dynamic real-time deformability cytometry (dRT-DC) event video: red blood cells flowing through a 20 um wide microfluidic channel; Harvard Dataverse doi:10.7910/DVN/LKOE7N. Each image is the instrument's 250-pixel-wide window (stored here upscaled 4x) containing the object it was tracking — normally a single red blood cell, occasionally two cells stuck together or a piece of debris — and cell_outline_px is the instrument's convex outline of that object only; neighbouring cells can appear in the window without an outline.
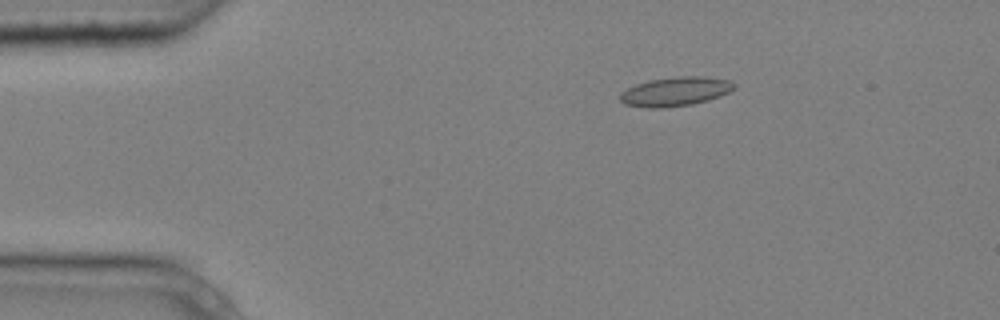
{"species": "common noctule bat (a hibernating species)", "species_latin": "Nyctalus noctula", "temperature_condition": "cold", "stored_images_in_passage": 6, "camera_frame_rate_fps": 3000, "um_per_image_px": 0.085, "animal": {"sex": "male", "body_mass_g": 20.4}, "frame": {"image": 1, "passage_image": 3, "time_ms": 0.667, "image_size_px": [1000, 320], "cell_outline_px": [[736, 88], [720, 96], [708, 100], [692, 104], [660, 108], [644, 108], [624, 104], [620, 100], [620, 92], [636, 84], [652, 80], [680, 76], [704, 76], [728, 80], [736, 84]], "centroid_in_image_um": [57.4, 7.78], "position_along_channel_um": 27.6, "area_um2": 19.31}}
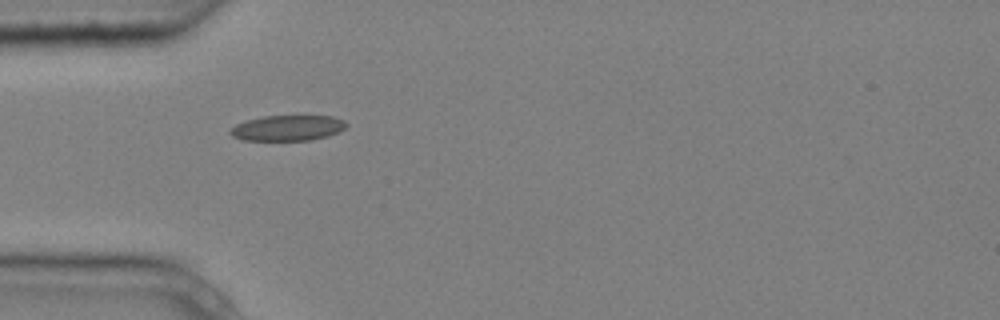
{"frame": {"image": 2, "passage_image": 5, "time_ms": 1.333, "image_size_px": [1000, 320], "cell_outline_px": [[348, 124], [340, 132], [328, 136], [312, 140], [244, 140], [232, 136], [228, 132], [228, 128], [236, 124], [248, 120], [264, 116], [332, 116], [344, 120]], "centroid_in_image_um": [24.45, 10.88], "position_along_channel_um": 60.6, "area_um2": 17.34}}
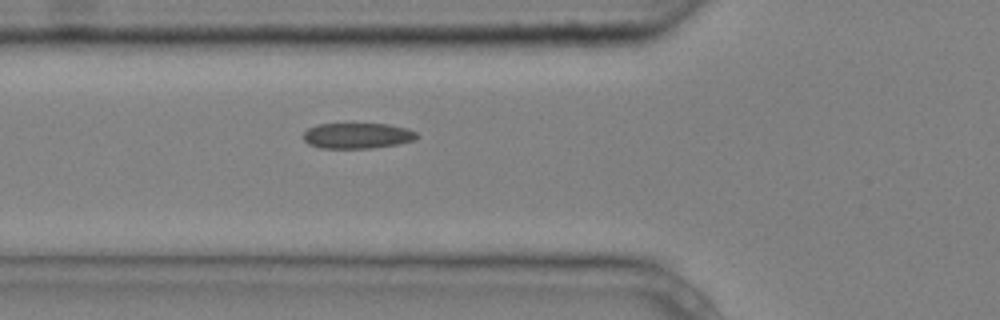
{"frame": {"image": 3, "passage_image": 6, "time_ms": 1.667, "image_size_px": [1000, 320], "cell_outline_px": [[420, 136], [416, 140], [396, 144], [372, 148], [320, 148], [308, 144], [304, 140], [304, 132], [308, 128], [316, 124], [388, 124], [408, 128], [416, 132]], "centroid_in_image_um": [30.39, 11.53], "position_along_channel_um": 95.4, "area_um2": 17.05}}